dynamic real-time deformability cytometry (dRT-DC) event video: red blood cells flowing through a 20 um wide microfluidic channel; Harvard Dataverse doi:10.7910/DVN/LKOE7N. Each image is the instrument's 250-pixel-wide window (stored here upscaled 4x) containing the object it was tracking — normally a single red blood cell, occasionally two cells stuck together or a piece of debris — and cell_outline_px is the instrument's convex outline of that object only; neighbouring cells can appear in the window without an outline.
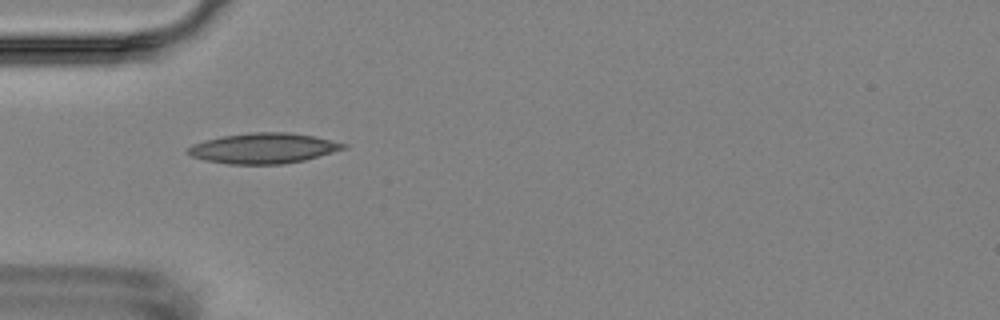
{"species": "Egyptian fruit bat (a non-hibernating species)", "species_latin": "Rousettus aegyptiacus", "temperature_condition": "room temperature", "stored_images_in_passage": 1, "camera_frame_rate_fps": 3000, "um_per_image_px": 0.085, "animal": {"sex": "female"}, "frame": {"image": 1, "passage_image": 1, "time_ms": 0.0, "image_size_px": [1000, 320], "cell_outline_px": [[348, 148], [304, 160], [280, 164], [228, 164], [204, 160], [192, 156], [184, 152], [192, 144], [204, 140], [220, 136], [248, 132], [288, 132], [316, 136], [348, 144]], "centroid_in_image_um": [22.38, 12.59], "position_along_channel_um": 62.6, "area_um2": 27.8}}